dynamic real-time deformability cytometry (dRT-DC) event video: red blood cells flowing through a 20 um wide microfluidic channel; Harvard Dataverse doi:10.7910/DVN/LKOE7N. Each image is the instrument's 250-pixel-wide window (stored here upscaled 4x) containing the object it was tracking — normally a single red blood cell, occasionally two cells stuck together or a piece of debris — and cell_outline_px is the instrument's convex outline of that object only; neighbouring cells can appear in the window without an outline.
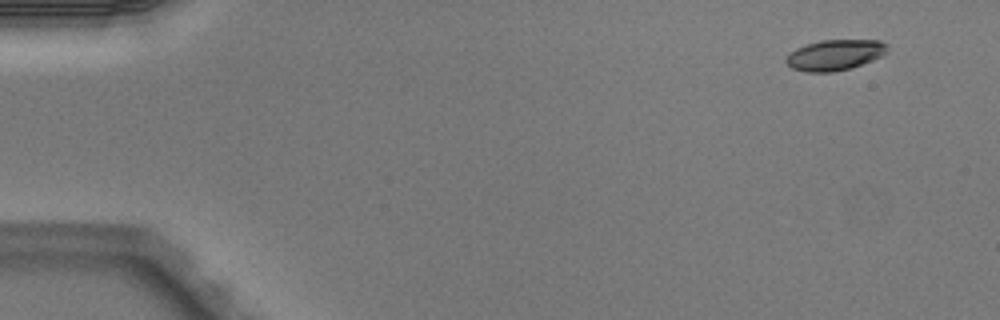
{"species": "Egyptian fruit bat (a non-hibernating species)", "species_latin": "Rousettus aegyptiacus", "temperature_condition": "warm", "stored_images_in_passage": 5, "camera_frame_rate_fps": 3000, "um_per_image_px": 0.085, "animal": {"sex": "male"}, "frame": {"image": 1, "passage_image": 1, "time_ms": 0.0, "image_size_px": [1000, 320], "cell_outline_px": [[888, 52], [884, 56], [852, 68], [832, 72], [808, 72], [792, 68], [784, 60], [796, 48], [820, 40], [880, 40], [888, 44]], "centroid_in_image_um": [71.04, 4.67], "position_along_channel_um": 14.0, "area_um2": 18.21}}